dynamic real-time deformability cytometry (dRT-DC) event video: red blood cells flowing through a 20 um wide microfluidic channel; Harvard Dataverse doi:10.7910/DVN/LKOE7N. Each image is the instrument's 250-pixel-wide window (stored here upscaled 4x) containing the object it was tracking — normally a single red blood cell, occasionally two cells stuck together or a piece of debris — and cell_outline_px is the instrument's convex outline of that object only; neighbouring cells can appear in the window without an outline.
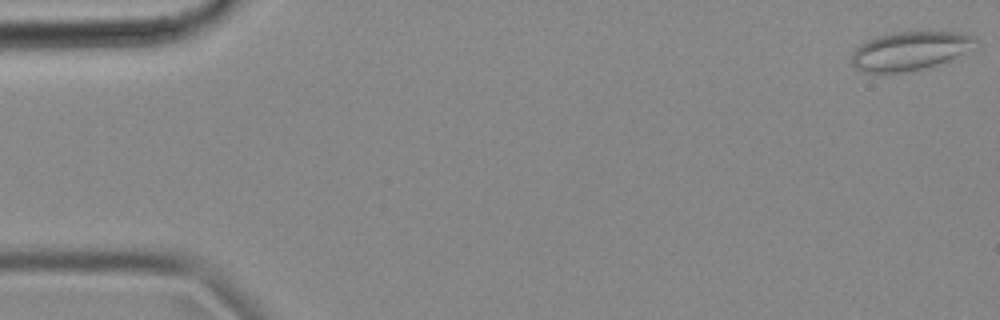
{"species": "common noctule bat (a hibernating species)", "species_latin": "Nyctalus noctula", "temperature_condition": "cold", "stored_images_in_passage": 55, "camera_frame_rate_fps": 3000, "um_per_image_px": 0.085, "animal": {"sex": "female", "body_mass_g": 18.4}, "frame": {"image": 1, "passage_image": 1, "time_ms": 0.0, "image_size_px": [1000, 320], "cell_outline_px": [[976, 48], [948, 60], [924, 68], [900, 72], [864, 72], [856, 68], [852, 64], [852, 52], [860, 44], [868, 40], [880, 36], [896, 32], [956, 32], [972, 36], [976, 40]], "centroid_in_image_um": [77.35, 4.32], "position_along_channel_um": 7.6, "area_um2": 27.51}}
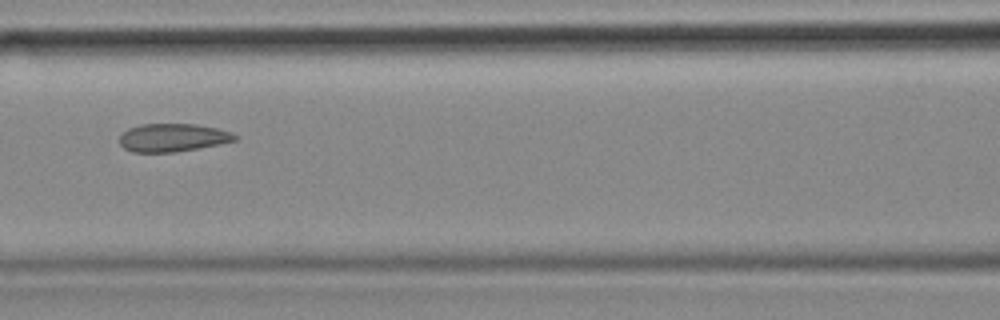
{"frame": {"image": 2, "passage_image": 24, "time_ms": 7.667, "image_size_px": [1000, 320], "cell_outline_px": [[240, 136], [236, 140], [220, 144], [172, 152], [132, 152], [124, 148], [120, 144], [120, 136], [128, 128], [140, 124], [196, 124], [216, 128], [232, 132]], "centroid_in_image_um": [14.69, 11.69], "position_along_channel_um": 151.9, "area_um2": 18.84}}
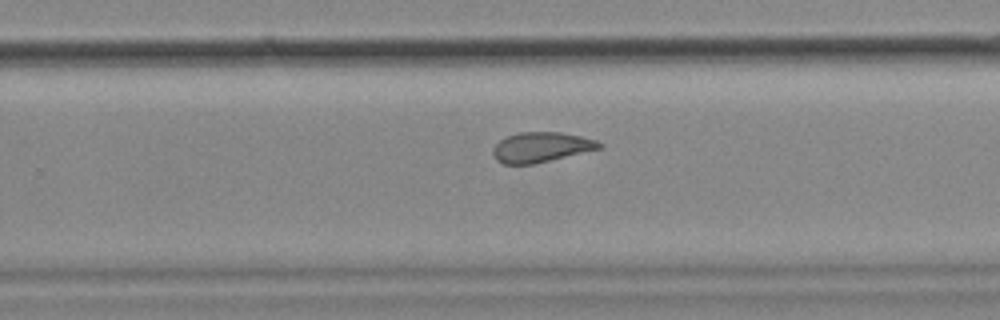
{"frame": {"image": 3, "passage_image": 35, "time_ms": 11.333, "image_size_px": [1000, 320], "cell_outline_px": [[604, 148], [532, 164], [504, 164], [496, 160], [492, 156], [492, 148], [500, 140], [508, 136], [520, 132], [560, 132], [580, 136], [596, 140], [604, 144]], "centroid_in_image_um": [46.01, 12.51], "position_along_channel_um": 283.8, "area_um2": 18.67}, "authors_computed_cell_mechanics": {"area_um2": 20.23, "velocity_mm_per_s": 3.6192, "shape_relaxation_time_tau1_ms": null, "shape_relaxation_time_tau2_ms": 1.7953, "deformation_change_tau1": null, "deformation_change_tau2": 0.0689}}